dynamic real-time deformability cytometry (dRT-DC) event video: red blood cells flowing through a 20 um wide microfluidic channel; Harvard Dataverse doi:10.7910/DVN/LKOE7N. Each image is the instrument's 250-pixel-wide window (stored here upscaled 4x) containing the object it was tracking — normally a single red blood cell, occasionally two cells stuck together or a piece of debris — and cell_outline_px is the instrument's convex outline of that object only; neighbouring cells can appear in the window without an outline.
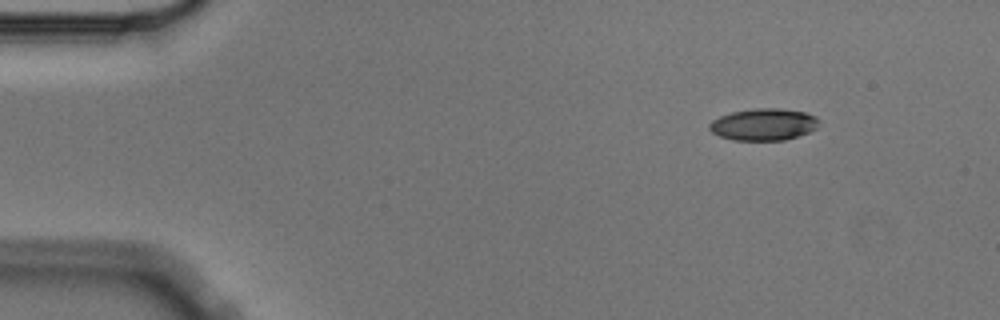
{"species": "Egyptian fruit bat (a non-hibernating species)", "species_latin": "Rousettus aegyptiacus", "temperature_condition": "cold", "stored_images_in_passage": 8, "camera_frame_rate_fps": 3000, "um_per_image_px": 0.085, "animal": {"sex": "male"}, "frame": {"image": 1, "passage_image": 1, "time_ms": 0.0, "image_size_px": [1000, 320], "cell_outline_px": [[820, 120], [816, 128], [808, 132], [784, 140], [732, 140], [720, 136], [712, 132], [708, 128], [708, 124], [712, 120], [720, 116], [732, 112], [756, 108], [780, 108], [804, 112], [816, 116]], "centroid_in_image_um": [64.89, 10.57], "position_along_channel_um": 20.1, "area_um2": 20.35}}
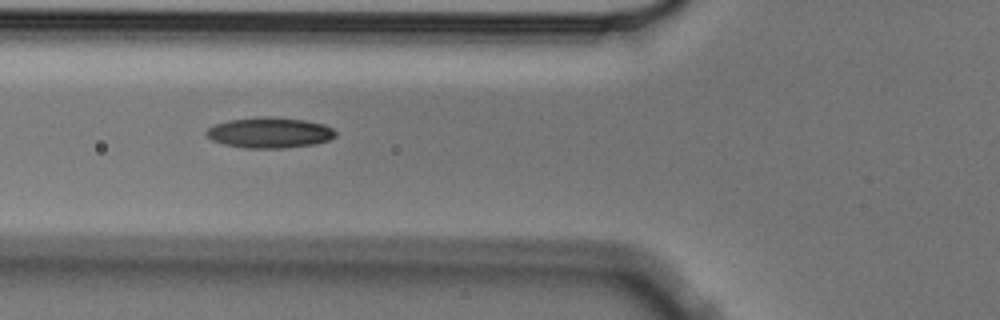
{"frame": {"image": 2, "passage_image": 5, "time_ms": 1.333, "image_size_px": [1000, 320], "cell_outline_px": [[336, 136], [328, 140], [316, 144], [284, 148], [244, 148], [224, 144], [212, 140], [204, 132], [208, 128], [216, 124], [228, 120], [260, 116], [268, 116], [304, 120], [324, 124], [332, 128], [336, 132]], "centroid_in_image_um": [22.92, 11.27], "position_along_channel_um": 102.9, "area_um2": 23.12}}
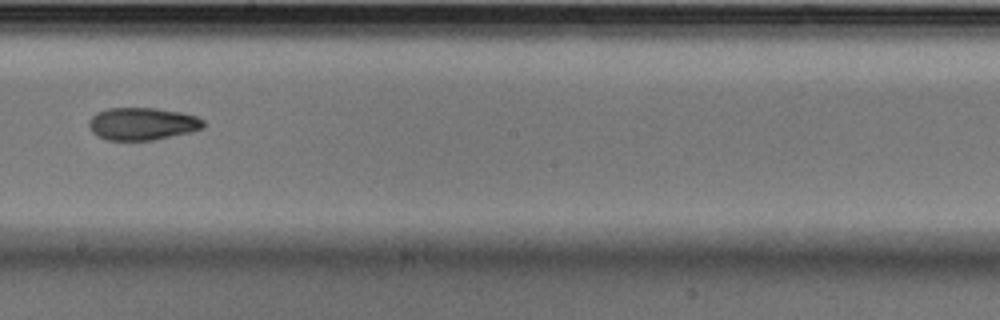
{"frame": {"image": 3, "passage_image": 8, "time_ms": 2.333, "image_size_px": [1000, 320], "cell_outline_px": [[204, 128], [192, 132], [156, 140], [108, 140], [96, 136], [88, 128], [88, 120], [96, 112], [108, 108], [156, 108], [180, 112], [196, 116], [204, 120]], "centroid_in_image_um": [12.08, 10.53], "position_along_channel_um": 236.1, "area_um2": 22.02}}